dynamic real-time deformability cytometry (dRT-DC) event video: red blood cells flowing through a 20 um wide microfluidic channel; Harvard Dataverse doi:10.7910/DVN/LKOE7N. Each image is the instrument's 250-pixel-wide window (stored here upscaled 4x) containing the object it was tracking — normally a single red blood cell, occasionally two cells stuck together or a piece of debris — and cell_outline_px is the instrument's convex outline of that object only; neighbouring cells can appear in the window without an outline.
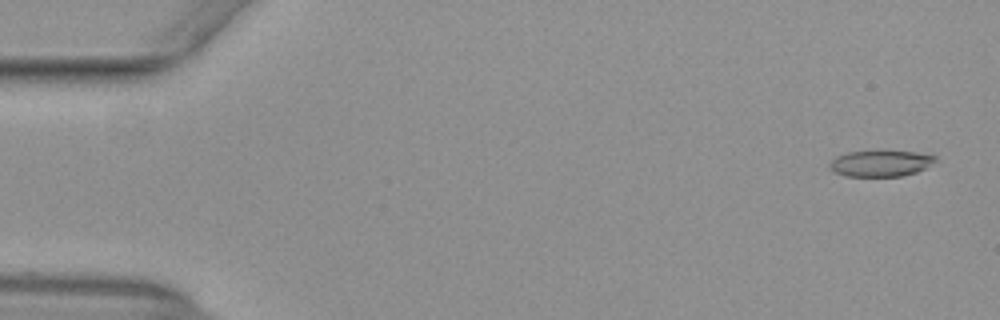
{"species": "common noctule bat (a hibernating species)", "species_latin": "Nyctalus noctula", "temperature_condition": "warm", "stored_images_in_passage": 52, "camera_frame_rate_fps": 3000, "um_per_image_px": 0.085, "animal": {"sex": "female", "body_mass_g": 29.2, "forearm_length_mm": 56.3}, "frame": {"image": 1, "passage_image": 2, "time_ms": 0.333, "image_size_px": [1000, 320], "cell_outline_px": [[936, 160], [924, 168], [916, 172], [900, 176], [844, 176], [832, 172], [828, 168], [828, 164], [836, 156], [848, 152], [880, 148], [884, 148], [916, 152], [936, 156]], "centroid_in_image_um": [74.79, 13.84], "position_along_channel_um": 10.2, "area_um2": 16.88}}
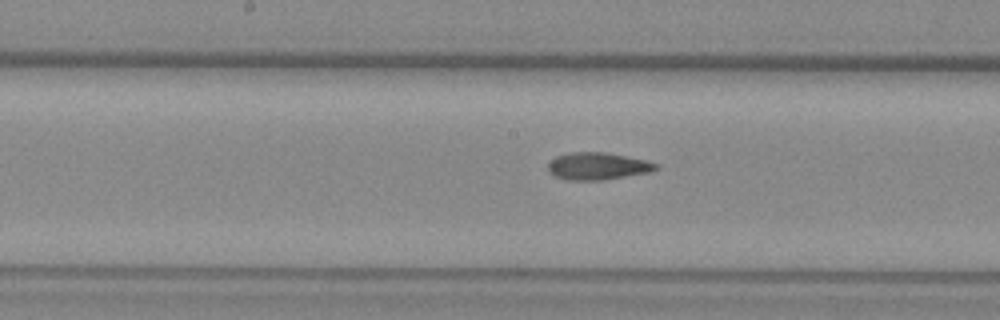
{"frame": {"image": 2, "passage_image": 27, "time_ms": 8.667, "image_size_px": [1000, 320], "cell_outline_px": [[660, 168], [648, 172], [604, 180], [568, 180], [556, 176], [548, 168], [548, 164], [556, 156], [572, 152], [604, 152], [644, 160], [660, 164]], "centroid_in_image_um": [50.83, 14.12], "position_along_channel_um": 197.4, "area_um2": 16.88}}
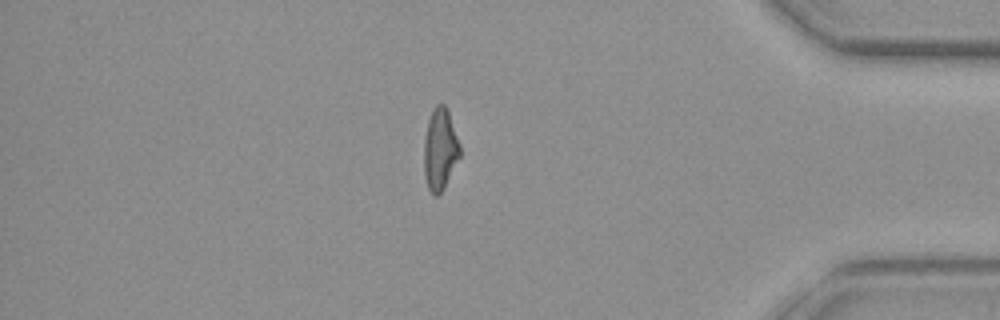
{"frame": {"image": 3, "passage_image": 45, "time_ms": 14.667, "image_size_px": [1000, 320], "cell_outline_px": [[460, 156], [444, 188], [436, 196], [432, 196], [428, 188], [424, 176], [424, 140], [428, 120], [432, 108], [436, 104], [444, 104], [448, 112], [460, 144]], "centroid_in_image_um": [37.39, 12.7], "position_along_channel_um": 397.8, "area_um2": 17.11}, "authors_computed_cell_mechanics": {"area_um2": 17.2244, "velocity_mm_per_s": 3.9395, "shape_relaxation_time_tau1_ms": null, "shape_relaxation_time_tau2_ms": 4.2885, "deformation_change_tau1": null, "deformation_change_tau2": 0.1402}}